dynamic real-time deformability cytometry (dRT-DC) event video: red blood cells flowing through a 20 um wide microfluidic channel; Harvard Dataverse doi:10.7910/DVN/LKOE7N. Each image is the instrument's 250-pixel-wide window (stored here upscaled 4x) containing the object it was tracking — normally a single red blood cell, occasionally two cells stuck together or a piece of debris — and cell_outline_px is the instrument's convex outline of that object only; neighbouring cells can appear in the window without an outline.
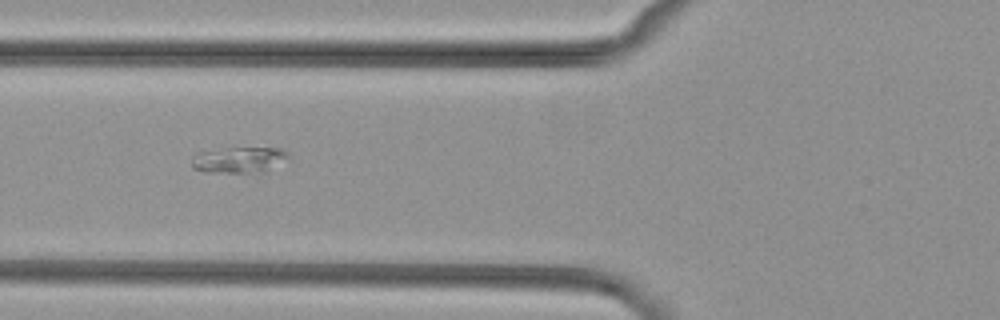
{"species": "common noctule bat (a hibernating species)", "species_latin": "Nyctalus noctula", "temperature_condition": "cold", "stored_images_in_passage": 7, "camera_frame_rate_fps": 3000, "um_per_image_px": 0.085, "animal": {"sex": "female", "body_mass_g": 29.2, "forearm_length_mm": 56.3}, "frame": {"image": 1, "passage_image": 2, "time_ms": 1.333, "image_size_px": [1000, 320], "cell_outline_px": [[288, 156], [264, 172], [204, 172], [192, 168], [192, 156], [200, 152], [228, 148], [280, 148]], "centroid_in_image_um": [20.22, 13.59], "position_along_channel_um": 105.6, "area_um2": 14.1}}